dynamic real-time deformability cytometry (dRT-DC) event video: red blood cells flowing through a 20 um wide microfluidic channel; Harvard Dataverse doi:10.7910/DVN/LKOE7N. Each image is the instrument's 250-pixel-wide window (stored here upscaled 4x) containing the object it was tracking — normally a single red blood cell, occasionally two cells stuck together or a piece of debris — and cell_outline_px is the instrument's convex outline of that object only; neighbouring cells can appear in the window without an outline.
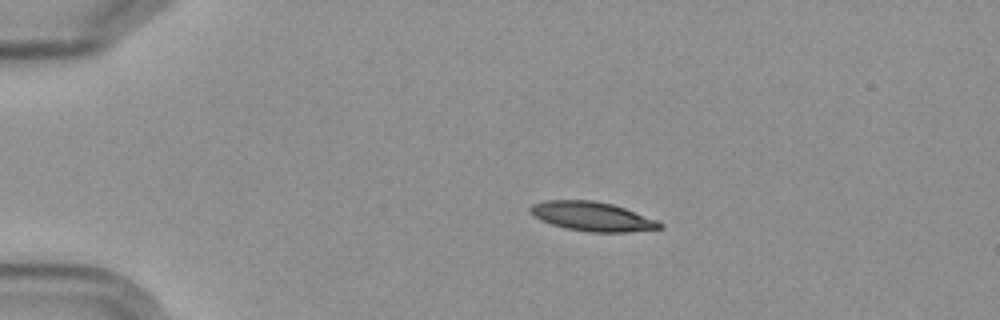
{"species": "Egyptian fruit bat (a non-hibernating species)", "species_latin": "Rousettus aegyptiacus", "temperature_condition": "cold", "stored_images_in_passage": 5, "camera_frame_rate_fps": 3000, "um_per_image_px": 0.085, "frame": {"image": 1, "passage_image": 3, "time_ms": 2.333, "image_size_px": [1000, 320], "cell_outline_px": [[664, 228], [624, 232], [592, 232], [568, 228], [552, 224], [540, 220], [532, 216], [528, 212], [528, 208], [532, 204], [544, 200], [592, 200], [612, 204], [660, 220], [664, 224]], "centroid_in_image_um": [50.34, 18.39], "position_along_channel_um": 34.7, "area_um2": 22.2}}
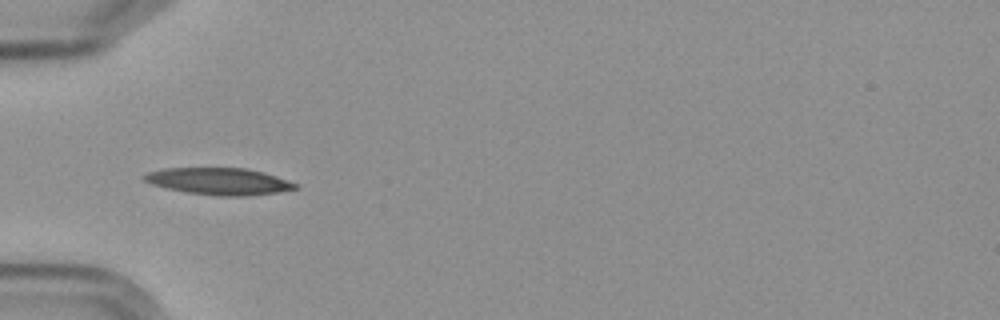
{"frame": {"image": 2, "passage_image": 5, "time_ms": 4.667, "image_size_px": [1000, 320], "cell_outline_px": [[300, 188], [276, 192], [248, 196], [216, 196], [188, 192], [168, 188], [152, 184], [144, 180], [140, 176], [148, 172], [164, 168], [248, 168], [264, 172], [300, 184]], "centroid_in_image_um": [18.65, 15.41], "position_along_channel_um": 66.3, "area_um2": 23.76}}